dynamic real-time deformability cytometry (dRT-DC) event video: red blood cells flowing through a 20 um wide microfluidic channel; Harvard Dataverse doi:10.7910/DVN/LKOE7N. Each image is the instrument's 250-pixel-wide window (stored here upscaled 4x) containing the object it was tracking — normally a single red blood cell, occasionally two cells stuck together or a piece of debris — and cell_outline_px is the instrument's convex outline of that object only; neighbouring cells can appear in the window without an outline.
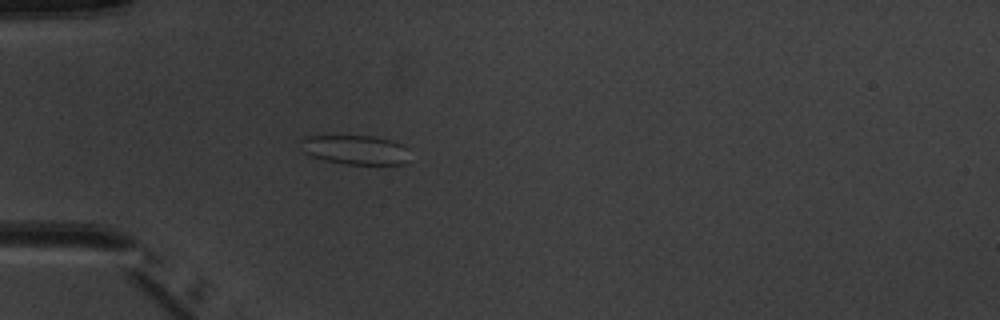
{"species": "common noctule bat (a hibernating species)", "species_latin": "Nyctalus noctula", "temperature_condition": "warm", "stored_images_in_passage": 4, "camera_frame_rate_fps": 3000, "um_per_image_px": 0.085, "animal": {"sex": "male", "body_mass_g": 20.1, "forearm_length_mm": 53.5}, "frame": {"image": 1, "passage_image": 4, "time_ms": 3.333, "image_size_px": [1000, 320], "cell_outline_px": [[408, 148], [404, 164], [348, 164], [324, 160], [312, 156], [304, 152], [296, 140], [304, 136], [372, 136], [392, 140]], "centroid_in_image_um": [30.12, 12.71], "position_along_channel_um": 54.9, "area_um2": 18.61}}